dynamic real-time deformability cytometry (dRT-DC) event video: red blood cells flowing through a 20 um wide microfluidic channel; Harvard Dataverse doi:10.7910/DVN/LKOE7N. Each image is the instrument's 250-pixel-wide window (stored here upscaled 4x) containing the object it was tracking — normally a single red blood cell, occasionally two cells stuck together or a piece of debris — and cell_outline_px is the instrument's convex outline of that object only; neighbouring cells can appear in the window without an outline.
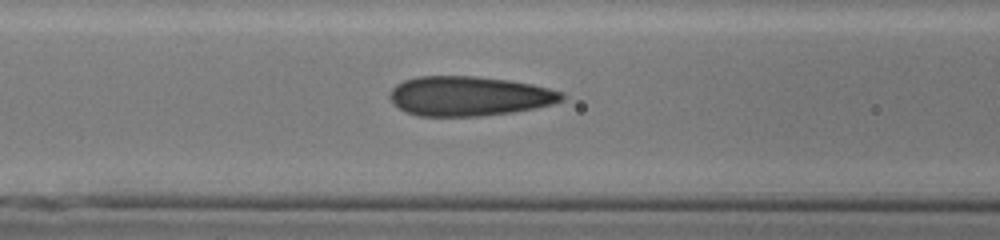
{"species": "human", "species_latin": "Homo sapiens", "temperature_condition": "cold", "stored_images_in_passage": 38, "camera_frame_rate_fps": 3000, "um_per_image_px": 0.085, "donor": {"sex": "male"}, "frame": {"image": 1, "passage_image": 17, "time_ms": 5.333, "image_size_px": [1000, 240], "cell_outline_px": [[568, 96], [564, 100], [552, 104], [536, 108], [512, 112], [480, 116], [416, 116], [392, 104], [388, 96], [392, 88], [396, 84], [404, 80], [416, 76], [476, 76], [508, 80], [532, 84], [564, 92]], "centroid_in_image_um": [39.88, 8.16], "position_along_channel_um": 126.7, "area_um2": 40.06}}
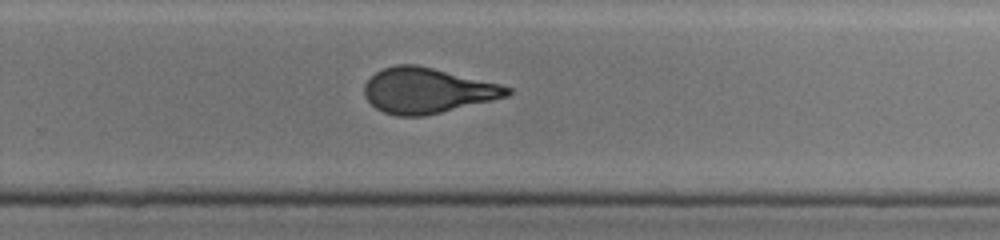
{"frame": {"image": 2, "passage_image": 30, "time_ms": 9.667, "image_size_px": [1000, 240], "cell_outline_px": [[512, 92], [508, 96], [492, 100], [424, 116], [396, 116], [384, 112], [376, 108], [364, 96], [364, 84], [376, 72], [384, 68], [396, 64], [416, 64], [500, 84], [512, 88]], "centroid_in_image_um": [36.3, 7.69], "position_along_channel_um": 293.5, "area_um2": 37.51}}
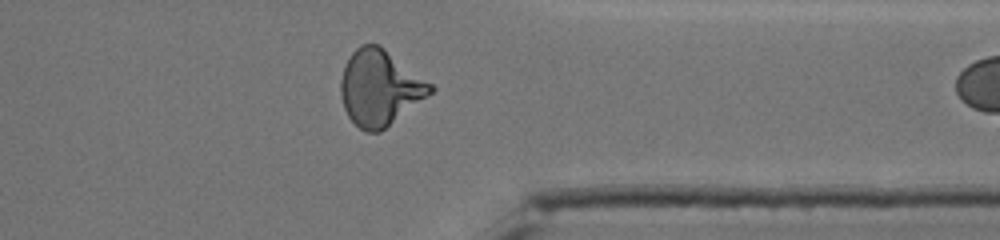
{"frame": {"image": 3, "passage_image": 37, "time_ms": 12.0, "image_size_px": [1000, 240], "cell_outline_px": [[436, 88], [432, 92], [380, 132], [368, 132], [360, 128], [348, 116], [344, 108], [340, 92], [340, 80], [344, 64], [352, 52], [360, 44], [380, 44], [432, 84]], "centroid_in_image_um": [32.26, 7.44], "position_along_channel_um": 379.1, "area_um2": 39.25}}